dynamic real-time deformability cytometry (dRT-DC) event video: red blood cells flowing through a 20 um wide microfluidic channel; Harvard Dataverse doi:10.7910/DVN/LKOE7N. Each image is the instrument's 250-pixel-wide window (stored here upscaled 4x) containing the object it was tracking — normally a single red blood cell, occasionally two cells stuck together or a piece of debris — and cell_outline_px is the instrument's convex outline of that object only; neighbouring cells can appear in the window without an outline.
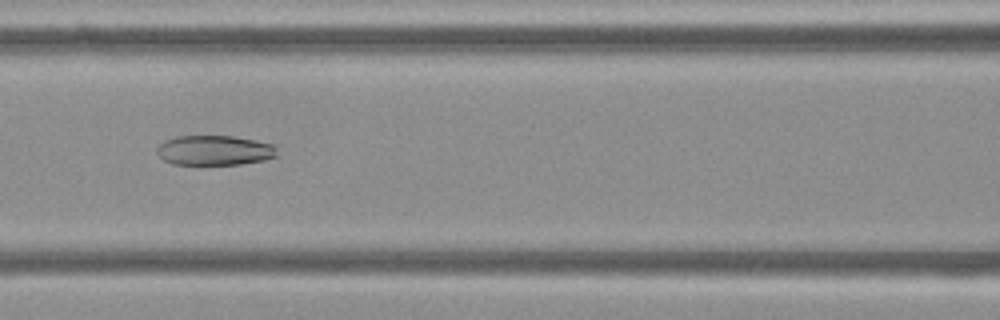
{"species": "Egyptian fruit bat (a non-hibernating species)", "species_latin": "Rousettus aegyptiacus", "temperature_condition": "cold", "stored_images_in_passage": 55, "camera_frame_rate_fps": 3000, "um_per_image_px": 0.085, "frame": {"image": 1, "passage_image": 24, "time_ms": 7.667, "image_size_px": [1000, 320], "cell_outline_px": [[276, 156], [264, 160], [240, 164], [172, 164], [164, 160], [156, 152], [156, 148], [164, 140], [176, 136], [232, 136], [256, 140], [276, 144]], "centroid_in_image_um": [18.23, 12.77], "position_along_channel_um": 148.4, "area_um2": 20.98}}
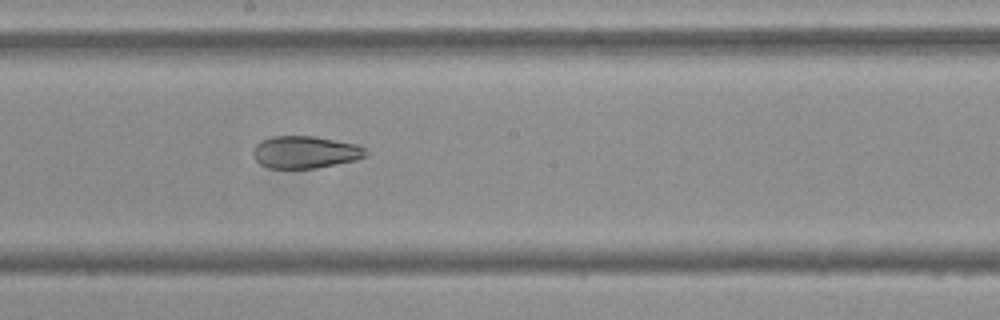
{"frame": {"image": 2, "passage_image": 30, "time_ms": 9.667, "image_size_px": [1000, 320], "cell_outline_px": [[368, 156], [356, 160], [316, 168], [268, 168], [260, 164], [252, 156], [252, 152], [256, 144], [272, 136], [316, 136], [356, 144], [364, 148]], "centroid_in_image_um": [25.94, 12.93], "position_along_channel_um": 222.3, "area_um2": 21.21}}
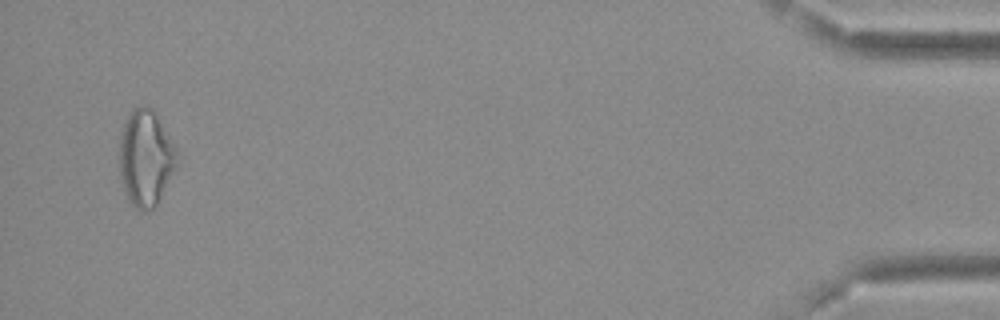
{"frame": {"image": 3, "passage_image": 53, "time_ms": 17.333, "image_size_px": [1000, 320], "cell_outline_px": [[180, 156], [160, 200], [152, 208], [136, 208], [128, 200], [124, 192], [120, 176], [120, 132], [132, 108], [148, 104], [152, 108], [176, 148]], "centroid_in_image_um": [12.38, 13.4], "position_along_channel_um": 422.8, "area_um2": 32.02}, "authors_computed_cell_mechanics": {"area_um2": 26.4146, "velocity_mm_per_s": 3.7038, "shape_relaxation_time_tau1_ms": null, "shape_relaxation_time_tau2_ms": 3.0557, "deformation_change_tau1": null, "deformation_change_tau2": 0.0886}}